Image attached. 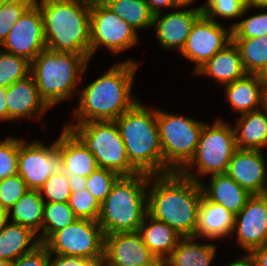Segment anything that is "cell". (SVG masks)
Instances as JSON below:
<instances>
[{
    "mask_svg": "<svg viewBox=\"0 0 267 266\" xmlns=\"http://www.w3.org/2000/svg\"><path fill=\"white\" fill-rule=\"evenodd\" d=\"M68 203L78 219L98 221L101 204L87 189L71 192Z\"/></svg>",
    "mask_w": 267,
    "mask_h": 266,
    "instance_id": "35",
    "label": "cell"
},
{
    "mask_svg": "<svg viewBox=\"0 0 267 266\" xmlns=\"http://www.w3.org/2000/svg\"><path fill=\"white\" fill-rule=\"evenodd\" d=\"M201 7L203 14L214 21H216L215 16L227 19L239 18L250 9L246 5V0H207Z\"/></svg>",
    "mask_w": 267,
    "mask_h": 266,
    "instance_id": "34",
    "label": "cell"
},
{
    "mask_svg": "<svg viewBox=\"0 0 267 266\" xmlns=\"http://www.w3.org/2000/svg\"><path fill=\"white\" fill-rule=\"evenodd\" d=\"M225 88L230 106L233 110L239 111L238 113H249L266 105L267 92L262 87L257 74H247L225 85Z\"/></svg>",
    "mask_w": 267,
    "mask_h": 266,
    "instance_id": "24",
    "label": "cell"
},
{
    "mask_svg": "<svg viewBox=\"0 0 267 266\" xmlns=\"http://www.w3.org/2000/svg\"><path fill=\"white\" fill-rule=\"evenodd\" d=\"M8 120L36 117L50 109L40 97L37 85L31 75L16 81L7 88Z\"/></svg>",
    "mask_w": 267,
    "mask_h": 266,
    "instance_id": "19",
    "label": "cell"
},
{
    "mask_svg": "<svg viewBox=\"0 0 267 266\" xmlns=\"http://www.w3.org/2000/svg\"><path fill=\"white\" fill-rule=\"evenodd\" d=\"M64 127L70 129L94 155L99 168L112 170L120 176L139 173L128 159L115 121H90Z\"/></svg>",
    "mask_w": 267,
    "mask_h": 266,
    "instance_id": "7",
    "label": "cell"
},
{
    "mask_svg": "<svg viewBox=\"0 0 267 266\" xmlns=\"http://www.w3.org/2000/svg\"><path fill=\"white\" fill-rule=\"evenodd\" d=\"M148 214L175 229L182 237L194 236L197 211L202 198L200 182L180 172L150 175Z\"/></svg>",
    "mask_w": 267,
    "mask_h": 266,
    "instance_id": "1",
    "label": "cell"
},
{
    "mask_svg": "<svg viewBox=\"0 0 267 266\" xmlns=\"http://www.w3.org/2000/svg\"><path fill=\"white\" fill-rule=\"evenodd\" d=\"M51 260L52 254L49 253V266H91L90 259L80 256L57 255Z\"/></svg>",
    "mask_w": 267,
    "mask_h": 266,
    "instance_id": "43",
    "label": "cell"
},
{
    "mask_svg": "<svg viewBox=\"0 0 267 266\" xmlns=\"http://www.w3.org/2000/svg\"><path fill=\"white\" fill-rule=\"evenodd\" d=\"M150 175L120 176L101 203L98 223L105 235L136 232L148 213L146 186Z\"/></svg>",
    "mask_w": 267,
    "mask_h": 266,
    "instance_id": "5",
    "label": "cell"
},
{
    "mask_svg": "<svg viewBox=\"0 0 267 266\" xmlns=\"http://www.w3.org/2000/svg\"><path fill=\"white\" fill-rule=\"evenodd\" d=\"M209 186L202 184L203 196L237 215L247 204L252 194L238 185L227 173L211 175Z\"/></svg>",
    "mask_w": 267,
    "mask_h": 266,
    "instance_id": "22",
    "label": "cell"
},
{
    "mask_svg": "<svg viewBox=\"0 0 267 266\" xmlns=\"http://www.w3.org/2000/svg\"><path fill=\"white\" fill-rule=\"evenodd\" d=\"M0 46L5 52L23 57L30 63L46 49L43 17L35 2L21 15Z\"/></svg>",
    "mask_w": 267,
    "mask_h": 266,
    "instance_id": "13",
    "label": "cell"
},
{
    "mask_svg": "<svg viewBox=\"0 0 267 266\" xmlns=\"http://www.w3.org/2000/svg\"><path fill=\"white\" fill-rule=\"evenodd\" d=\"M11 262L0 259V266H10Z\"/></svg>",
    "mask_w": 267,
    "mask_h": 266,
    "instance_id": "53",
    "label": "cell"
},
{
    "mask_svg": "<svg viewBox=\"0 0 267 266\" xmlns=\"http://www.w3.org/2000/svg\"><path fill=\"white\" fill-rule=\"evenodd\" d=\"M42 13L46 49L90 58L91 0L34 1Z\"/></svg>",
    "mask_w": 267,
    "mask_h": 266,
    "instance_id": "3",
    "label": "cell"
},
{
    "mask_svg": "<svg viewBox=\"0 0 267 266\" xmlns=\"http://www.w3.org/2000/svg\"><path fill=\"white\" fill-rule=\"evenodd\" d=\"M262 110L241 114L234 127L237 149L261 150L267 146V106Z\"/></svg>",
    "mask_w": 267,
    "mask_h": 266,
    "instance_id": "25",
    "label": "cell"
},
{
    "mask_svg": "<svg viewBox=\"0 0 267 266\" xmlns=\"http://www.w3.org/2000/svg\"><path fill=\"white\" fill-rule=\"evenodd\" d=\"M232 41V29L204 14L194 23L181 54L194 62V73Z\"/></svg>",
    "mask_w": 267,
    "mask_h": 266,
    "instance_id": "14",
    "label": "cell"
},
{
    "mask_svg": "<svg viewBox=\"0 0 267 266\" xmlns=\"http://www.w3.org/2000/svg\"><path fill=\"white\" fill-rule=\"evenodd\" d=\"M194 0H145L150 11L155 15L161 12V7H179L184 8L190 5Z\"/></svg>",
    "mask_w": 267,
    "mask_h": 266,
    "instance_id": "44",
    "label": "cell"
},
{
    "mask_svg": "<svg viewBox=\"0 0 267 266\" xmlns=\"http://www.w3.org/2000/svg\"><path fill=\"white\" fill-rule=\"evenodd\" d=\"M194 74L208 75L221 84H230L248 73L244 69L238 47L233 40L218 51Z\"/></svg>",
    "mask_w": 267,
    "mask_h": 266,
    "instance_id": "23",
    "label": "cell"
},
{
    "mask_svg": "<svg viewBox=\"0 0 267 266\" xmlns=\"http://www.w3.org/2000/svg\"><path fill=\"white\" fill-rule=\"evenodd\" d=\"M195 240L194 236L182 237L165 259L166 266H209L216 253V244H198Z\"/></svg>",
    "mask_w": 267,
    "mask_h": 266,
    "instance_id": "28",
    "label": "cell"
},
{
    "mask_svg": "<svg viewBox=\"0 0 267 266\" xmlns=\"http://www.w3.org/2000/svg\"><path fill=\"white\" fill-rule=\"evenodd\" d=\"M203 15L202 7L183 9L164 16L161 13L153 17L157 37L165 49L177 48L181 51L192 30L194 23Z\"/></svg>",
    "mask_w": 267,
    "mask_h": 266,
    "instance_id": "18",
    "label": "cell"
},
{
    "mask_svg": "<svg viewBox=\"0 0 267 266\" xmlns=\"http://www.w3.org/2000/svg\"><path fill=\"white\" fill-rule=\"evenodd\" d=\"M35 0H3L0 5V45L21 15Z\"/></svg>",
    "mask_w": 267,
    "mask_h": 266,
    "instance_id": "36",
    "label": "cell"
},
{
    "mask_svg": "<svg viewBox=\"0 0 267 266\" xmlns=\"http://www.w3.org/2000/svg\"><path fill=\"white\" fill-rule=\"evenodd\" d=\"M237 242L249 253L267 244V193L252 195L244 208L235 215Z\"/></svg>",
    "mask_w": 267,
    "mask_h": 266,
    "instance_id": "15",
    "label": "cell"
},
{
    "mask_svg": "<svg viewBox=\"0 0 267 266\" xmlns=\"http://www.w3.org/2000/svg\"><path fill=\"white\" fill-rule=\"evenodd\" d=\"M246 5L250 8L264 9L267 8V0H246Z\"/></svg>",
    "mask_w": 267,
    "mask_h": 266,
    "instance_id": "50",
    "label": "cell"
},
{
    "mask_svg": "<svg viewBox=\"0 0 267 266\" xmlns=\"http://www.w3.org/2000/svg\"><path fill=\"white\" fill-rule=\"evenodd\" d=\"M163 174L180 172L193 158L205 123L157 109Z\"/></svg>",
    "mask_w": 267,
    "mask_h": 266,
    "instance_id": "8",
    "label": "cell"
},
{
    "mask_svg": "<svg viewBox=\"0 0 267 266\" xmlns=\"http://www.w3.org/2000/svg\"><path fill=\"white\" fill-rule=\"evenodd\" d=\"M90 31V58L102 45L115 54L138 42V32L101 0H91Z\"/></svg>",
    "mask_w": 267,
    "mask_h": 266,
    "instance_id": "11",
    "label": "cell"
},
{
    "mask_svg": "<svg viewBox=\"0 0 267 266\" xmlns=\"http://www.w3.org/2000/svg\"><path fill=\"white\" fill-rule=\"evenodd\" d=\"M138 232L149 251L155 257L164 260L175 249L177 243L182 238L175 229L162 221L154 219L148 213L145 215Z\"/></svg>",
    "mask_w": 267,
    "mask_h": 266,
    "instance_id": "26",
    "label": "cell"
},
{
    "mask_svg": "<svg viewBox=\"0 0 267 266\" xmlns=\"http://www.w3.org/2000/svg\"><path fill=\"white\" fill-rule=\"evenodd\" d=\"M139 266H166V262L162 258L155 257L151 262Z\"/></svg>",
    "mask_w": 267,
    "mask_h": 266,
    "instance_id": "52",
    "label": "cell"
},
{
    "mask_svg": "<svg viewBox=\"0 0 267 266\" xmlns=\"http://www.w3.org/2000/svg\"><path fill=\"white\" fill-rule=\"evenodd\" d=\"M254 261V266H267V244L254 248L249 252Z\"/></svg>",
    "mask_w": 267,
    "mask_h": 266,
    "instance_id": "45",
    "label": "cell"
},
{
    "mask_svg": "<svg viewBox=\"0 0 267 266\" xmlns=\"http://www.w3.org/2000/svg\"><path fill=\"white\" fill-rule=\"evenodd\" d=\"M10 266H49V251L41 244L33 252L12 261Z\"/></svg>",
    "mask_w": 267,
    "mask_h": 266,
    "instance_id": "42",
    "label": "cell"
},
{
    "mask_svg": "<svg viewBox=\"0 0 267 266\" xmlns=\"http://www.w3.org/2000/svg\"><path fill=\"white\" fill-rule=\"evenodd\" d=\"M36 235L37 233L27 226L14 222L6 224L0 230V259L12 262L33 252L41 245Z\"/></svg>",
    "mask_w": 267,
    "mask_h": 266,
    "instance_id": "27",
    "label": "cell"
},
{
    "mask_svg": "<svg viewBox=\"0 0 267 266\" xmlns=\"http://www.w3.org/2000/svg\"><path fill=\"white\" fill-rule=\"evenodd\" d=\"M78 218L70 208L68 202L45 203L42 233L37 237L41 244H44L55 232L64 229L74 223Z\"/></svg>",
    "mask_w": 267,
    "mask_h": 266,
    "instance_id": "32",
    "label": "cell"
},
{
    "mask_svg": "<svg viewBox=\"0 0 267 266\" xmlns=\"http://www.w3.org/2000/svg\"><path fill=\"white\" fill-rule=\"evenodd\" d=\"M39 192L43 199L47 196L48 200L44 201L45 203L68 202L71 195L68 175L63 170L52 174Z\"/></svg>",
    "mask_w": 267,
    "mask_h": 266,
    "instance_id": "38",
    "label": "cell"
},
{
    "mask_svg": "<svg viewBox=\"0 0 267 266\" xmlns=\"http://www.w3.org/2000/svg\"><path fill=\"white\" fill-rule=\"evenodd\" d=\"M44 201L39 190L29 189L10 208L9 216H12V222L27 226L35 233L40 232L42 229Z\"/></svg>",
    "mask_w": 267,
    "mask_h": 266,
    "instance_id": "29",
    "label": "cell"
},
{
    "mask_svg": "<svg viewBox=\"0 0 267 266\" xmlns=\"http://www.w3.org/2000/svg\"><path fill=\"white\" fill-rule=\"evenodd\" d=\"M265 157L261 150L237 149L226 173L252 195L267 193Z\"/></svg>",
    "mask_w": 267,
    "mask_h": 266,
    "instance_id": "17",
    "label": "cell"
},
{
    "mask_svg": "<svg viewBox=\"0 0 267 266\" xmlns=\"http://www.w3.org/2000/svg\"><path fill=\"white\" fill-rule=\"evenodd\" d=\"M235 215L222 205L203 195L197 211L194 237H206L212 241L230 235L234 231ZM214 238V239H213Z\"/></svg>",
    "mask_w": 267,
    "mask_h": 266,
    "instance_id": "21",
    "label": "cell"
},
{
    "mask_svg": "<svg viewBox=\"0 0 267 266\" xmlns=\"http://www.w3.org/2000/svg\"><path fill=\"white\" fill-rule=\"evenodd\" d=\"M57 140L45 146L36 140L26 144L19 139L18 175L28 189L39 190L52 174L62 170Z\"/></svg>",
    "mask_w": 267,
    "mask_h": 266,
    "instance_id": "12",
    "label": "cell"
},
{
    "mask_svg": "<svg viewBox=\"0 0 267 266\" xmlns=\"http://www.w3.org/2000/svg\"><path fill=\"white\" fill-rule=\"evenodd\" d=\"M89 60L85 54L44 49L30 63V75L50 108L71 97Z\"/></svg>",
    "mask_w": 267,
    "mask_h": 266,
    "instance_id": "6",
    "label": "cell"
},
{
    "mask_svg": "<svg viewBox=\"0 0 267 266\" xmlns=\"http://www.w3.org/2000/svg\"><path fill=\"white\" fill-rule=\"evenodd\" d=\"M43 245L52 255L80 256L95 263L104 259L105 234L97 221L78 219Z\"/></svg>",
    "mask_w": 267,
    "mask_h": 266,
    "instance_id": "10",
    "label": "cell"
},
{
    "mask_svg": "<svg viewBox=\"0 0 267 266\" xmlns=\"http://www.w3.org/2000/svg\"><path fill=\"white\" fill-rule=\"evenodd\" d=\"M232 40L239 49L244 69L248 74H258L267 65V35Z\"/></svg>",
    "mask_w": 267,
    "mask_h": 266,
    "instance_id": "31",
    "label": "cell"
},
{
    "mask_svg": "<svg viewBox=\"0 0 267 266\" xmlns=\"http://www.w3.org/2000/svg\"><path fill=\"white\" fill-rule=\"evenodd\" d=\"M130 163L141 173L163 174V152L157 124V108L137 101L114 120Z\"/></svg>",
    "mask_w": 267,
    "mask_h": 266,
    "instance_id": "4",
    "label": "cell"
},
{
    "mask_svg": "<svg viewBox=\"0 0 267 266\" xmlns=\"http://www.w3.org/2000/svg\"><path fill=\"white\" fill-rule=\"evenodd\" d=\"M7 88H0V121H8Z\"/></svg>",
    "mask_w": 267,
    "mask_h": 266,
    "instance_id": "47",
    "label": "cell"
},
{
    "mask_svg": "<svg viewBox=\"0 0 267 266\" xmlns=\"http://www.w3.org/2000/svg\"><path fill=\"white\" fill-rule=\"evenodd\" d=\"M9 211L0 203V230L8 223Z\"/></svg>",
    "mask_w": 267,
    "mask_h": 266,
    "instance_id": "49",
    "label": "cell"
},
{
    "mask_svg": "<svg viewBox=\"0 0 267 266\" xmlns=\"http://www.w3.org/2000/svg\"><path fill=\"white\" fill-rule=\"evenodd\" d=\"M91 266H106V265L105 262L102 260L99 262L92 263Z\"/></svg>",
    "mask_w": 267,
    "mask_h": 266,
    "instance_id": "54",
    "label": "cell"
},
{
    "mask_svg": "<svg viewBox=\"0 0 267 266\" xmlns=\"http://www.w3.org/2000/svg\"><path fill=\"white\" fill-rule=\"evenodd\" d=\"M139 63H116L84 89L79 90V105L74 109L77 124L90 121H114L137 101L132 97V82Z\"/></svg>",
    "mask_w": 267,
    "mask_h": 266,
    "instance_id": "2",
    "label": "cell"
},
{
    "mask_svg": "<svg viewBox=\"0 0 267 266\" xmlns=\"http://www.w3.org/2000/svg\"><path fill=\"white\" fill-rule=\"evenodd\" d=\"M68 182L71 192H77L78 190H84L87 188V177L85 176H68Z\"/></svg>",
    "mask_w": 267,
    "mask_h": 266,
    "instance_id": "46",
    "label": "cell"
},
{
    "mask_svg": "<svg viewBox=\"0 0 267 266\" xmlns=\"http://www.w3.org/2000/svg\"><path fill=\"white\" fill-rule=\"evenodd\" d=\"M19 139L6 138L0 143V181L18 174Z\"/></svg>",
    "mask_w": 267,
    "mask_h": 266,
    "instance_id": "39",
    "label": "cell"
},
{
    "mask_svg": "<svg viewBox=\"0 0 267 266\" xmlns=\"http://www.w3.org/2000/svg\"><path fill=\"white\" fill-rule=\"evenodd\" d=\"M257 75L262 87L267 92V65Z\"/></svg>",
    "mask_w": 267,
    "mask_h": 266,
    "instance_id": "51",
    "label": "cell"
},
{
    "mask_svg": "<svg viewBox=\"0 0 267 266\" xmlns=\"http://www.w3.org/2000/svg\"><path fill=\"white\" fill-rule=\"evenodd\" d=\"M30 75V62L5 51L0 52V88H8Z\"/></svg>",
    "mask_w": 267,
    "mask_h": 266,
    "instance_id": "33",
    "label": "cell"
},
{
    "mask_svg": "<svg viewBox=\"0 0 267 266\" xmlns=\"http://www.w3.org/2000/svg\"><path fill=\"white\" fill-rule=\"evenodd\" d=\"M242 258L243 259L235 260L226 266H254V261L249 253L244 255Z\"/></svg>",
    "mask_w": 267,
    "mask_h": 266,
    "instance_id": "48",
    "label": "cell"
},
{
    "mask_svg": "<svg viewBox=\"0 0 267 266\" xmlns=\"http://www.w3.org/2000/svg\"><path fill=\"white\" fill-rule=\"evenodd\" d=\"M112 12L121 17L136 32L152 27L154 14L145 0H101Z\"/></svg>",
    "mask_w": 267,
    "mask_h": 266,
    "instance_id": "30",
    "label": "cell"
},
{
    "mask_svg": "<svg viewBox=\"0 0 267 266\" xmlns=\"http://www.w3.org/2000/svg\"><path fill=\"white\" fill-rule=\"evenodd\" d=\"M119 177L120 175L112 170L98 167L87 177L86 189L101 204Z\"/></svg>",
    "mask_w": 267,
    "mask_h": 266,
    "instance_id": "37",
    "label": "cell"
},
{
    "mask_svg": "<svg viewBox=\"0 0 267 266\" xmlns=\"http://www.w3.org/2000/svg\"><path fill=\"white\" fill-rule=\"evenodd\" d=\"M232 38H254L267 35V13L256 14L233 24Z\"/></svg>",
    "mask_w": 267,
    "mask_h": 266,
    "instance_id": "40",
    "label": "cell"
},
{
    "mask_svg": "<svg viewBox=\"0 0 267 266\" xmlns=\"http://www.w3.org/2000/svg\"><path fill=\"white\" fill-rule=\"evenodd\" d=\"M236 150L234 128L222 119L216 120L212 127L204 124L195 154L180 173L197 182H200L199 176L196 177L190 171L194 164L197 166L198 175L226 173Z\"/></svg>",
    "mask_w": 267,
    "mask_h": 266,
    "instance_id": "9",
    "label": "cell"
},
{
    "mask_svg": "<svg viewBox=\"0 0 267 266\" xmlns=\"http://www.w3.org/2000/svg\"><path fill=\"white\" fill-rule=\"evenodd\" d=\"M28 190L26 183L18 174L7 177L0 181V203L9 211Z\"/></svg>",
    "mask_w": 267,
    "mask_h": 266,
    "instance_id": "41",
    "label": "cell"
},
{
    "mask_svg": "<svg viewBox=\"0 0 267 266\" xmlns=\"http://www.w3.org/2000/svg\"><path fill=\"white\" fill-rule=\"evenodd\" d=\"M154 258L138 231L105 235L103 261L106 266H139Z\"/></svg>",
    "mask_w": 267,
    "mask_h": 266,
    "instance_id": "16",
    "label": "cell"
},
{
    "mask_svg": "<svg viewBox=\"0 0 267 266\" xmlns=\"http://www.w3.org/2000/svg\"><path fill=\"white\" fill-rule=\"evenodd\" d=\"M57 149L61 154L62 170L68 175L88 177L98 168L96 158L82 141L64 127L57 139Z\"/></svg>",
    "mask_w": 267,
    "mask_h": 266,
    "instance_id": "20",
    "label": "cell"
}]
</instances>
